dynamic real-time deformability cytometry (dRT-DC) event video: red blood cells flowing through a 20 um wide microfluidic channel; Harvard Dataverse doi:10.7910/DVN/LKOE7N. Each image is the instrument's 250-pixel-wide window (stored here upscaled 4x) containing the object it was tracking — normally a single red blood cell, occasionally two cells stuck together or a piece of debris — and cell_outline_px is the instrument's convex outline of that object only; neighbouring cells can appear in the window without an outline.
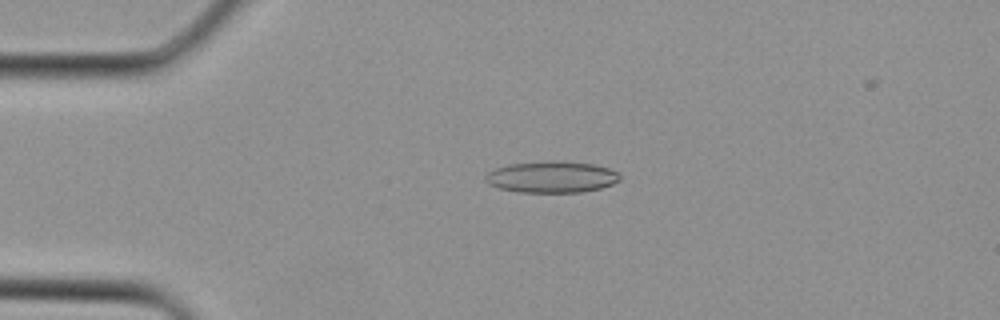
{"species": "Egyptian fruit bat (a non-hibernating species)", "species_latin": "Rousettus aegyptiacus", "temperature_condition": "cold", "stored_images_in_passage": 3, "camera_frame_rate_fps": 3000, "um_per_image_px": 0.085, "animal": {"sex": "female"}, "frame": {"image": 1, "passage_image": 3, "time_ms": 0.667, "image_size_px": [1000, 320], "cell_outline_px": [[620, 180], [612, 184], [600, 188], [580, 192], [516, 192], [500, 188], [488, 184], [484, 180], [484, 176], [488, 172], [496, 168], [508, 164], [592, 164], [608, 168], [616, 172], [620, 176]], "centroid_in_image_um": [46.85, 15.1], "position_along_channel_um": 38.2, "area_um2": 23.41}}